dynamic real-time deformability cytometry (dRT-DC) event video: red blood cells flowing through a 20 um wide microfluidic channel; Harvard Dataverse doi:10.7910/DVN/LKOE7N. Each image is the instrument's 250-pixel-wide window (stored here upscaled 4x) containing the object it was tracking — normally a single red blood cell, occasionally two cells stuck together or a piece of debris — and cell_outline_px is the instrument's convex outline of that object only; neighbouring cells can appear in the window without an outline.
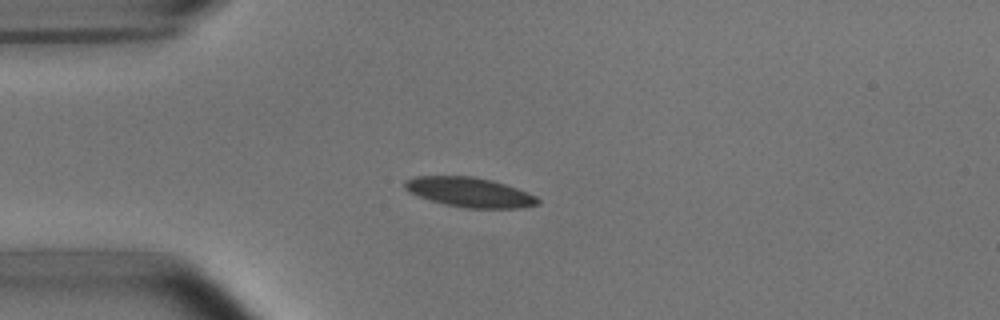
{"species": "common noctule bat (a hibernating species)", "species_latin": "Nyctalus noctula", "temperature_condition": "room temperature", "stored_images_in_passage": 28, "camera_frame_rate_fps": 3000, "um_per_image_px": 0.085, "animal": {"sex": "male", "body_mass_g": 15.6}, "frame": {"image": 1, "passage_image": 2, "time_ms": 0.333, "image_size_px": [1000, 320], "cell_outline_px": [[540, 204], [524, 208], [464, 208], [444, 204], [408, 192], [404, 188], [404, 180], [416, 176], [472, 176], [492, 180], [528, 192], [536, 196], [540, 200]], "centroid_in_image_um": [39.93, 16.34], "position_along_channel_um": 45.1, "area_um2": 23.06}}
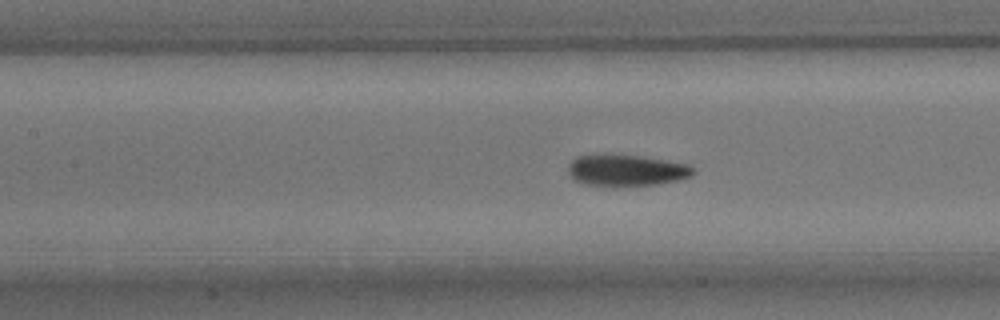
{"frame": {"image": 2, "passage_image": 12, "time_ms": 3.667, "image_size_px": [1000, 320], "cell_outline_px": [[696, 172], [692, 176], [676, 180], [656, 184], [584, 184], [576, 180], [568, 172], [568, 164], [576, 156], [640, 156], [692, 164]], "centroid_in_image_um": [53.32, 14.46], "position_along_channel_um": 154.1, "area_um2": 21.96}}
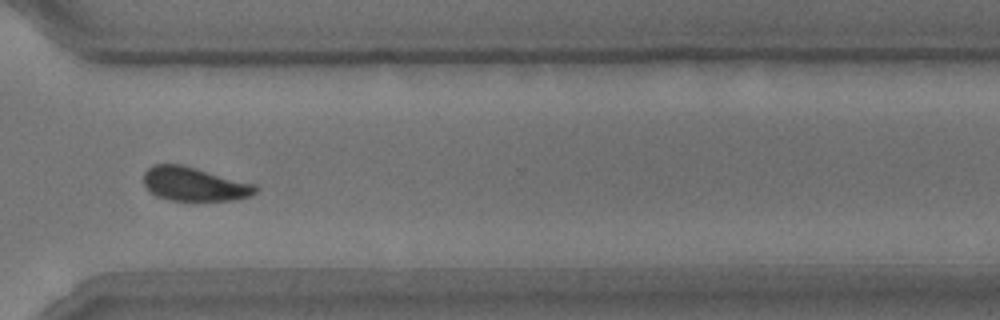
{"frame": {"image": 3, "passage_image": 28, "time_ms": 9.0, "image_size_px": [1000, 320], "cell_outline_px": [[260, 188], [256, 192], [248, 196], [236, 200], [172, 200], [156, 196], [144, 184], [144, 172], [152, 164], [180, 164], [196, 168], [256, 184]], "centroid_in_image_um": [16.53, 15.64], "position_along_channel_um": 354.1, "area_um2": 21.96}}